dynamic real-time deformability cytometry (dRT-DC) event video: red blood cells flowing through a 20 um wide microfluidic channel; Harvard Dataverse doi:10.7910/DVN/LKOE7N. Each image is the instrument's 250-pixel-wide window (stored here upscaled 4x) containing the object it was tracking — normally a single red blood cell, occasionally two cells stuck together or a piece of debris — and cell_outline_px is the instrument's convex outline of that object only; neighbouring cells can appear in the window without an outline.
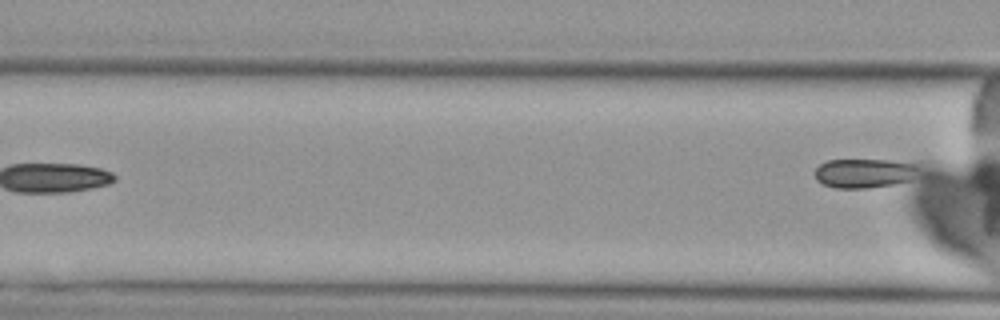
{"species": "Egyptian fruit bat (a non-hibernating species)", "species_latin": "Rousettus aegyptiacus", "temperature_condition": "cold", "stored_images_in_passage": 7, "camera_frame_rate_fps": 3000, "um_per_image_px": 0.085, "animal": {"sex": "female"}, "frame": {"image": 1, "passage_image": 7, "time_ms": 8.0, "image_size_px": [1000, 320], "cell_outline_px": [[920, 168], [908, 180], [892, 184], [868, 188], [836, 188], [824, 184], [816, 180], [812, 172], [820, 164], [828, 160], [920, 160]], "centroid_in_image_um": [73.51, 14.68], "position_along_channel_um": 93.1, "area_um2": 18.15}}